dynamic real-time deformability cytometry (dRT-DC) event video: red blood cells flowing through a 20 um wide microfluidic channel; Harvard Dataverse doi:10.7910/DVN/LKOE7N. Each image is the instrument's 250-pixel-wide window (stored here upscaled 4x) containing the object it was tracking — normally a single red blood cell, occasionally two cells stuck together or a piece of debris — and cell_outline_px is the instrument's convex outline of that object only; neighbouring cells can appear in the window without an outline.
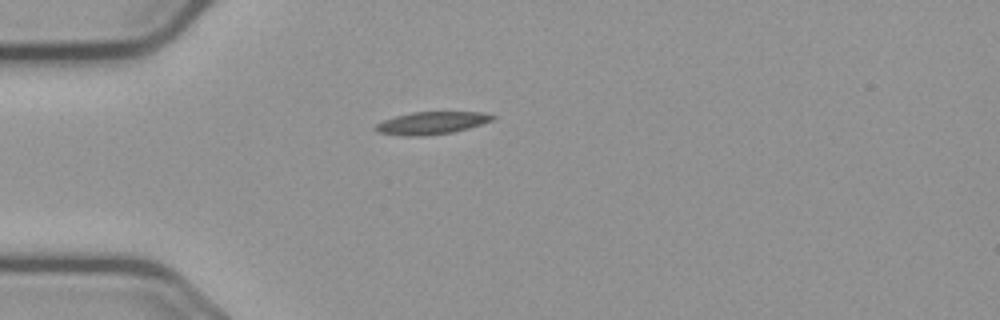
{"species": "common noctule bat (a hibernating species)", "species_latin": "Nyctalus noctula", "temperature_condition": "cold", "stored_images_in_passage": 42, "camera_frame_rate_fps": 3000, "um_per_image_px": 0.085, "animal": {"sex": "male", "body_mass_g": 23.1, "forearm_length_mm": 52.7}, "frame": {"image": 1, "passage_image": 1, "time_ms": 0.0, "image_size_px": [1000, 320], "cell_outline_px": [[496, 116], [492, 120], [468, 128], [452, 132], [424, 136], [404, 136], [376, 132], [372, 128], [376, 124], [384, 120], [396, 116], [412, 112], [480, 112]], "centroid_in_image_um": [36.62, 10.46], "position_along_channel_um": 48.4, "area_um2": 15.26}}
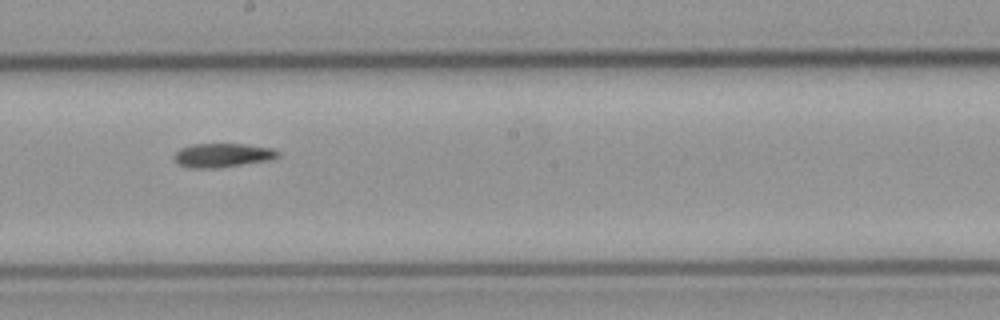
{"frame": {"image": 2, "passage_image": 17, "time_ms": 5.333, "image_size_px": [1000, 320], "cell_outline_px": [[280, 156], [268, 160], [220, 168], [192, 168], [180, 164], [172, 156], [180, 148], [192, 144], [244, 144], [272, 148], [280, 152]], "centroid_in_image_um": [18.92, 13.19], "position_along_channel_um": 229.3, "area_um2": 14.45}}
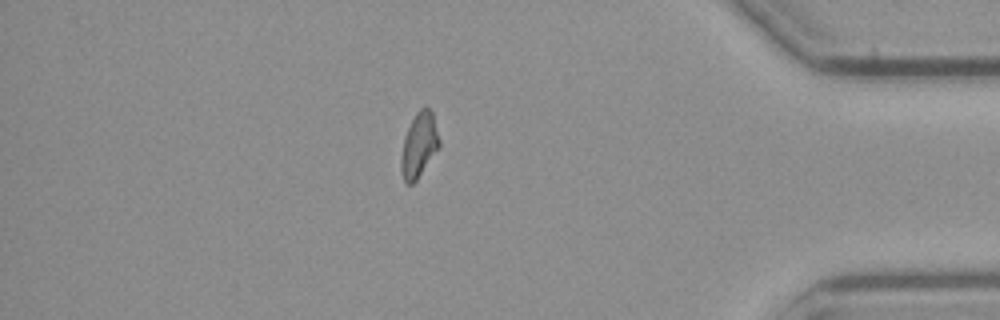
{"frame": {"image": 3, "passage_image": 34, "time_ms": 11.0, "image_size_px": [1000, 320], "cell_outline_px": [[440, 148], [416, 180], [412, 184], [408, 184], [404, 180], [400, 168], [400, 160], [404, 136], [416, 112], [420, 108], [428, 108], [432, 112], [440, 140]], "centroid_in_image_um": [35.62, 12.34], "position_along_channel_um": 399.6, "area_um2": 14.39}}